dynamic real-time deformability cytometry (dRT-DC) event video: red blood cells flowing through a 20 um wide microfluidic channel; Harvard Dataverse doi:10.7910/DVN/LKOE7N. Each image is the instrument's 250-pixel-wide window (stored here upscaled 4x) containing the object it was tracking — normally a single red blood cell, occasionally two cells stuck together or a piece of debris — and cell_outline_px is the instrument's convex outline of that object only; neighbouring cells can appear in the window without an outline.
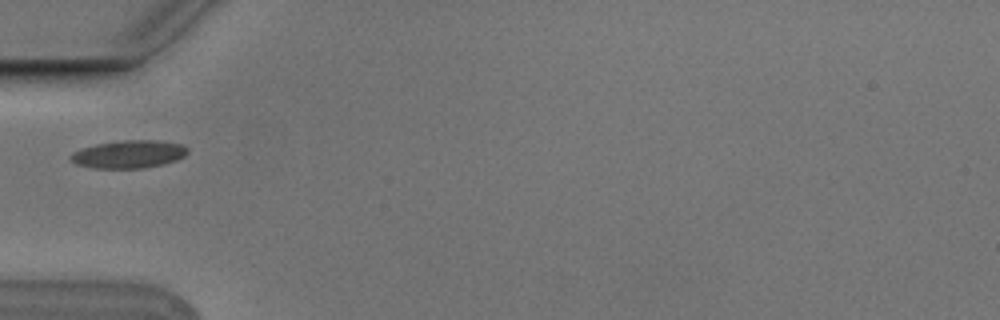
{"species": "Egyptian fruit bat (a non-hibernating species)", "species_latin": "Rousettus aegyptiacus", "temperature_condition": "cold", "stored_images_in_passage": 1, "camera_frame_rate_fps": 3000, "um_per_image_px": 0.085, "animal": {"sex": "male"}, "frame": {"image": 1, "passage_image": 1, "time_ms": 0.0, "image_size_px": [1000, 320], "cell_outline_px": [[188, 152], [184, 156], [176, 160], [164, 164], [144, 168], [92, 168], [76, 164], [68, 160], [68, 156], [72, 152], [80, 148], [96, 144], [124, 140], [160, 140], [180, 144], [188, 148]], "centroid_in_image_um": [10.9, 13.11], "position_along_channel_um": 74.1, "area_um2": 19.19}}